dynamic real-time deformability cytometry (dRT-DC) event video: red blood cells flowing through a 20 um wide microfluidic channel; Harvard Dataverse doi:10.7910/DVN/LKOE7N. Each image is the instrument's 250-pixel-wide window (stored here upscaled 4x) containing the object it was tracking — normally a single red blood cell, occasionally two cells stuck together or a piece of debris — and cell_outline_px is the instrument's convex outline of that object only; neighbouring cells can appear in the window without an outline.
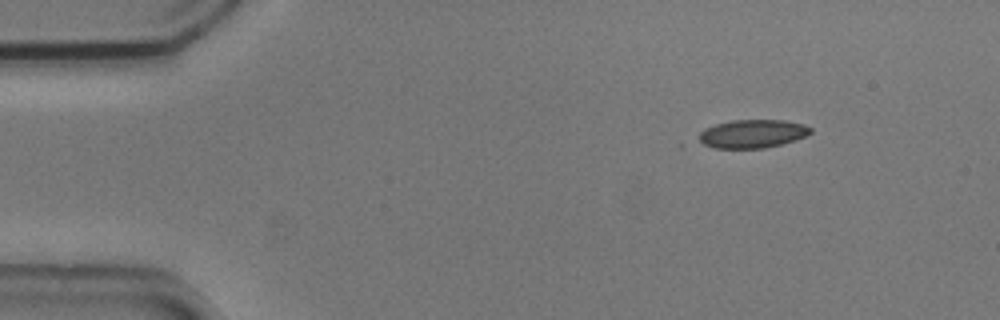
{"species": "common noctule bat (a hibernating species)", "species_latin": "Nyctalus noctula", "temperature_condition": "cold", "stored_images_in_passage": 3, "camera_frame_rate_fps": 3000, "um_per_image_px": 0.085, "animal": {"sex": "male", "body_mass_g": 20.5, "forearm_length_mm": 52.5}, "frame": {"image": 1, "passage_image": 1, "time_ms": 0.0, "image_size_px": [1000, 320], "cell_outline_px": [[812, 132], [804, 136], [780, 144], [764, 148], [716, 148], [704, 144], [700, 140], [700, 132], [704, 128], [716, 124], [732, 120], [784, 120], [804, 124], [812, 128]], "centroid_in_image_um": [63.96, 11.36], "position_along_channel_um": 21.0, "area_um2": 18.21}}